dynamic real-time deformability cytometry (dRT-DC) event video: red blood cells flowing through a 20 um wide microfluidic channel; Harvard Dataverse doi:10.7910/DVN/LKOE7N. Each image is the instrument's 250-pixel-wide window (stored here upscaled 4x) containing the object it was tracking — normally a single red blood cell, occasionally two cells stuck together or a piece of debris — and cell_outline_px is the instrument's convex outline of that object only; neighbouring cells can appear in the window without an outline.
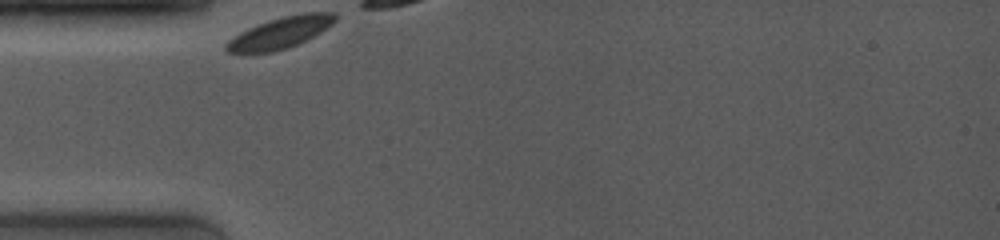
{"species": "common noctule bat (a hibernating species)", "species_latin": "Nyctalus noctula", "temperature_condition": "room temperature", "stored_images_in_passage": 26, "camera_frame_rate_fps": 4000, "um_per_image_px": 0.085, "animal": {"sex": "female", "body_mass_g": 19.0, "forearm_length_mm": 53.3}, "frame": {"image": 1, "passage_image": 1, "time_ms": 0.0, "image_size_px": [1000, 240], "cell_outline_px": [[336, 20], [332, 24], [320, 32], [288, 48], [272, 52], [228, 52], [224, 48], [224, 44], [228, 40], [240, 32], [248, 28], [268, 20], [284, 16], [304, 12], [336, 12]], "centroid_in_image_um": [23.82, 2.77], "position_along_channel_um": 61.2, "area_um2": 19.65}, "authors_computed_cell_mechanics": {"area_um2": 19.5942, "velocity_mm_per_s": 3.4664, "shape_relaxation_time_tau1_ms": 0.7367, "shape_relaxation_time_tau2_ms": null, "deformation_change_tau1": 0.0305, "deformation_change_tau2": null}}